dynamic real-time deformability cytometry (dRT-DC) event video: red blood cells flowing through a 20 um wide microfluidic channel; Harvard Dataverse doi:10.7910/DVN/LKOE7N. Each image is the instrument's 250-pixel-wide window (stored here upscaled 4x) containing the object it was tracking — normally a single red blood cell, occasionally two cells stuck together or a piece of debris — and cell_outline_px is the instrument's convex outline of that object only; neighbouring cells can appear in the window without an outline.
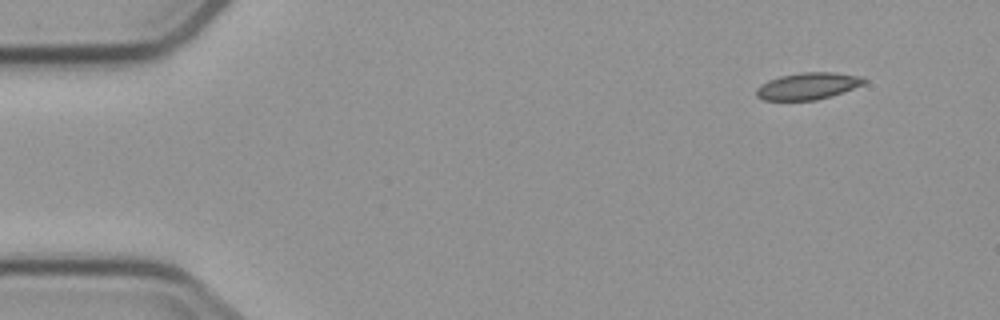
{"species": "common noctule bat (a hibernating species)", "species_latin": "Nyctalus noctula", "temperature_condition": "cold", "stored_images_in_passage": 4, "camera_frame_rate_fps": 3000, "um_per_image_px": 0.085, "animal": {"sex": "male", "body_mass_g": 23.1, "forearm_length_mm": 52.7}, "frame": {"image": 1, "passage_image": 1, "time_ms": 0.0, "image_size_px": [1000, 320], "cell_outline_px": [[868, 80], [864, 84], [816, 100], [764, 100], [756, 96], [756, 88], [760, 84], [768, 80], [780, 76], [800, 72], [832, 72], [860, 76]], "centroid_in_image_um": [68.62, 7.3], "position_along_channel_um": 16.4, "area_um2": 16.7}}
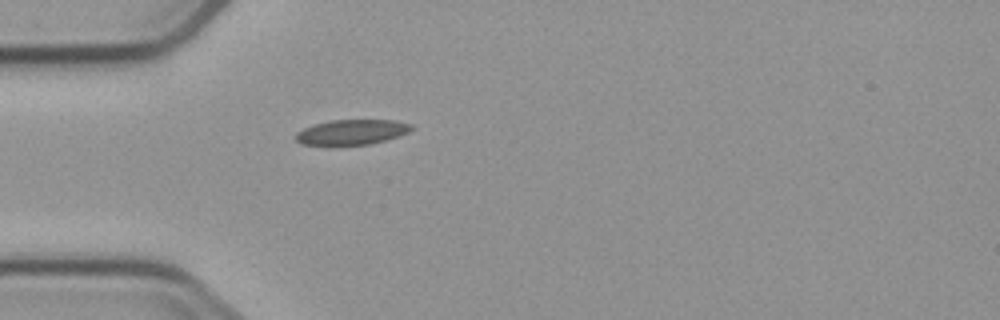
{"frame": {"image": 2, "passage_image": 4, "time_ms": 3.667, "image_size_px": [1000, 320], "cell_outline_px": [[416, 128], [408, 132], [384, 140], [368, 144], [332, 148], [300, 144], [296, 140], [296, 132], [304, 128], [328, 120], [396, 120], [412, 124]], "centroid_in_image_um": [29.84, 11.27], "position_along_channel_um": 55.2, "area_um2": 17.63}}